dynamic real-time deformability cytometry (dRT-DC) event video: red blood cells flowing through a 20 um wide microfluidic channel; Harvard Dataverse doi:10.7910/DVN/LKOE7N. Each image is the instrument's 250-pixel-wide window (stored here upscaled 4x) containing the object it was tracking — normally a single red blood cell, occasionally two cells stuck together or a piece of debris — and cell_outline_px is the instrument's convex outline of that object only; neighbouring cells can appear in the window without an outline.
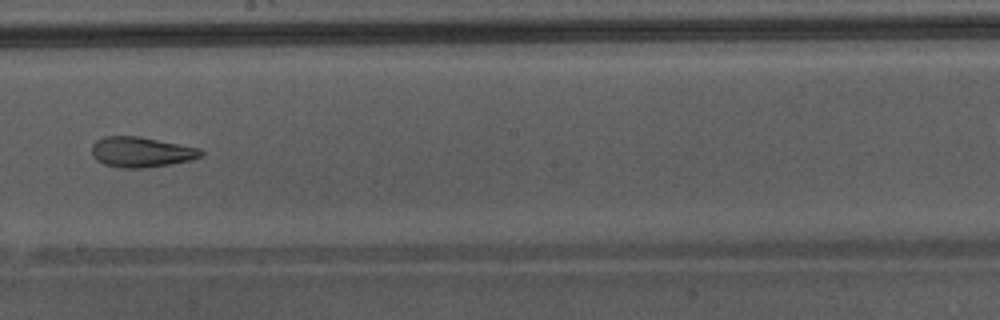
{"species": "Egyptian fruit bat (a non-hibernating species)", "species_latin": "Rousettus aegyptiacus", "temperature_condition": "warm", "stored_images_in_passage": 36, "camera_frame_rate_fps": 3000, "um_per_image_px": 0.085, "animal": {"sex": "male"}, "frame": {"image": 1, "passage_image": 16, "time_ms": 5.0, "image_size_px": [1000, 320], "cell_outline_px": [[204, 152], [200, 156], [188, 160], [168, 164], [144, 168], [120, 168], [104, 164], [96, 160], [92, 156], [92, 144], [96, 140], [104, 136], [140, 136], [200, 148]], "centroid_in_image_um": [11.95, 12.91], "position_along_channel_um": 236.2, "area_um2": 19.25}, "authors_computed_cell_mechanics": {"area_um2": 21.4438, "velocity_mm_per_s": 4.3814, "shape_relaxation_time_tau1_ms": null, "shape_relaxation_time_tau2_ms": 2.0501, "deformation_change_tau1": null, "deformation_change_tau2": 0.0941}}